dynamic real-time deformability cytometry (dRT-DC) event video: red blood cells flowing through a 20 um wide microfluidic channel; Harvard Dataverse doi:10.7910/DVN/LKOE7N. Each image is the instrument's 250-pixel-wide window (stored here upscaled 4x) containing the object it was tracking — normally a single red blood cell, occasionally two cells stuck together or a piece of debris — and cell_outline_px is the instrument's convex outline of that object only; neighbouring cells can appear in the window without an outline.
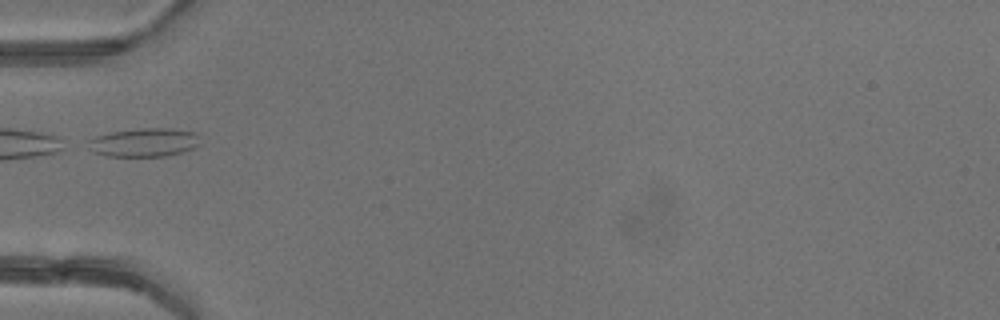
{"species": "common noctule bat (a hibernating species)", "species_latin": "Nyctalus noctula", "temperature_condition": "warm", "stored_images_in_passage": 5, "camera_frame_rate_fps": 3000, "um_per_image_px": 0.085, "animal": {"sex": "female"}, "frame": {"image": 1, "passage_image": 5, "time_ms": 5.667, "image_size_px": [1000, 320], "cell_outline_px": [[200, 144], [184, 152], [164, 156], [108, 156], [92, 152], [88, 140], [96, 136], [112, 132], [140, 128], [168, 128], [196, 132], [200, 136]], "centroid_in_image_um": [12.3, 12.1], "position_along_channel_um": 72.7, "area_um2": 18.67}}